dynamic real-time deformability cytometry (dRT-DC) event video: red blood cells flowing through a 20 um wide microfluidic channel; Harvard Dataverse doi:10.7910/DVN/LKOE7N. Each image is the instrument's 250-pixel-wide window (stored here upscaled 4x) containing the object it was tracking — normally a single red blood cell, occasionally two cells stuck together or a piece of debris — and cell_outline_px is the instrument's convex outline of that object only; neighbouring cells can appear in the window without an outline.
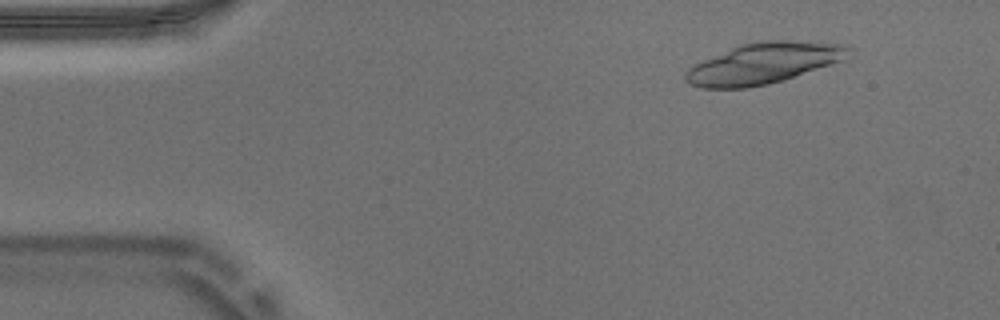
{"species": "Egyptian fruit bat (a non-hibernating species)", "species_latin": "Rousettus aegyptiacus", "temperature_condition": "warm", "stored_images_in_passage": 19, "camera_frame_rate_fps": 3000, "um_per_image_px": 0.085, "animal": {"sex": "male"}, "frame": {"image": 1, "passage_image": 6, "time_ms": 1.667, "image_size_px": [1000, 320], "cell_outline_px": [[852, 48], [844, 60], [768, 84], [748, 88], [704, 88], [692, 84], [684, 80], [684, 76], [688, 68], [704, 60], [740, 44], [764, 40], [788, 40], [844, 44]], "centroid_in_image_um": [64.91, 5.37], "position_along_channel_um": 20.1, "area_um2": 38.38}}